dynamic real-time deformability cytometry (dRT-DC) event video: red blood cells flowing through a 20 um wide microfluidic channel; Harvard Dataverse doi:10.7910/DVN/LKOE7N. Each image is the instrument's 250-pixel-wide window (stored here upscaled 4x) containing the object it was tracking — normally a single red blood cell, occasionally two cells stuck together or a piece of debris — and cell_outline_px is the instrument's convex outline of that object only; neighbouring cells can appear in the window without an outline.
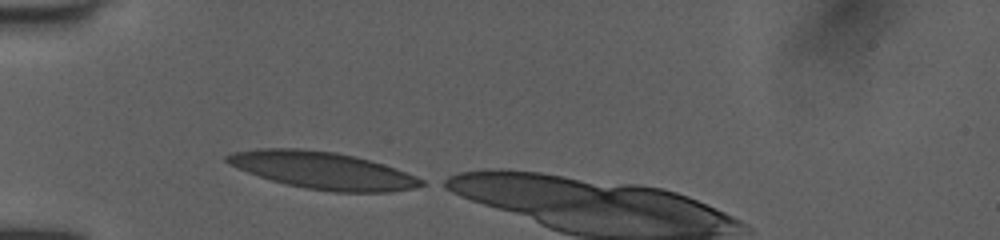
{"species": "human", "species_latin": "Homo sapiens", "temperature_condition": "room temperature", "stored_images_in_passage": 15, "camera_frame_rate_fps": 3000, "um_per_image_px": 0.085, "donor": {"sex": "female"}, "frame": {"image": 1, "passage_image": 1, "time_ms": 0.0, "image_size_px": [1000, 240], "cell_outline_px": [[428, 184], [412, 188], [388, 192], [332, 192], [304, 188], [272, 180], [248, 172], [228, 164], [224, 160], [224, 156], [232, 152], [260, 148], [300, 148], [336, 152], [384, 164], [396, 168], [416, 176], [424, 180]], "centroid_in_image_um": [27.43, 14.48], "position_along_channel_um": 57.6, "area_um2": 41.96}}
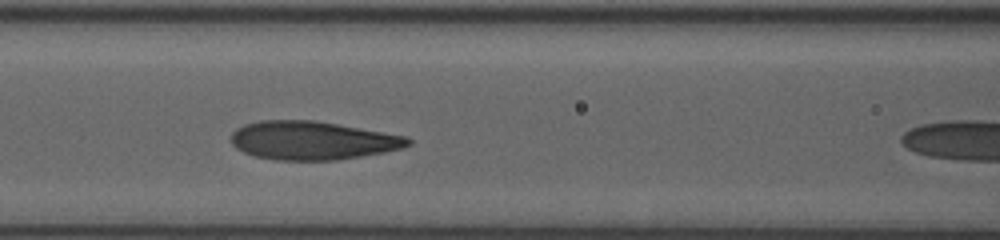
{"frame": {"image": 2, "passage_image": 8, "time_ms": 2.333, "image_size_px": [1000, 240], "cell_outline_px": [[412, 144], [404, 148], [384, 152], [336, 160], [276, 160], [256, 156], [244, 152], [236, 148], [232, 144], [232, 132], [236, 128], [244, 124], [260, 120], [312, 120], [408, 136], [412, 140]], "centroid_in_image_um": [26.57, 11.94], "position_along_channel_um": 140.0, "area_um2": 39.65}}
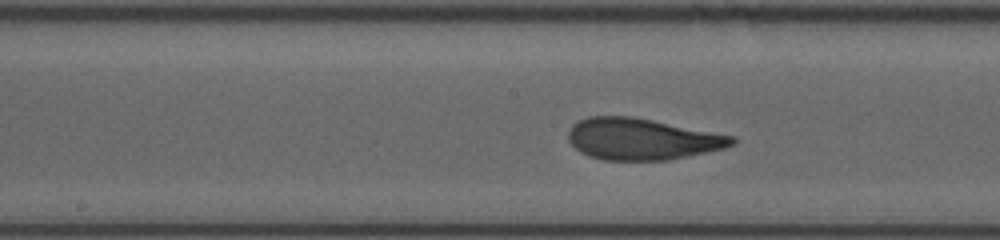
{"frame": {"image": 3, "passage_image": 12, "time_ms": 3.667, "image_size_px": [1000, 240], "cell_outline_px": [[736, 144], [724, 148], [668, 160], [604, 160], [588, 156], [580, 152], [568, 140], [568, 132], [572, 124], [588, 116], [632, 116], [736, 136]], "centroid_in_image_um": [54.56, 11.81], "position_along_channel_um": 193.6, "area_um2": 39.65}}